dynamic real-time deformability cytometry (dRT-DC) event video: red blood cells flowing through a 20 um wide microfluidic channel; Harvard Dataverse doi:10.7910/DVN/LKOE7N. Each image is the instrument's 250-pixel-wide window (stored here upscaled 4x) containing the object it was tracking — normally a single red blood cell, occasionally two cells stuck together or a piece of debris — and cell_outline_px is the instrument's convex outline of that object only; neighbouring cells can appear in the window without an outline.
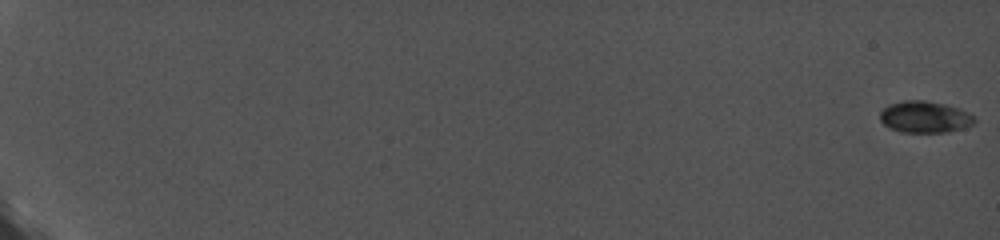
{"species": "common noctule bat (a hibernating species)", "species_latin": "Nyctalus noctula", "temperature_condition": "cold", "stored_images_in_passage": 91, "camera_frame_rate_fps": 5000, "um_per_image_px": 0.085, "animal": {"sex": "female", "body_mass_g": 19.0, "forearm_length_mm": 56.7}, "frame": {"image": 1, "passage_image": 1, "time_ms": 0.0, "image_size_px": [1000, 240], "cell_outline_px": [[976, 120], [972, 124], [964, 128], [948, 132], [900, 132], [884, 124], [880, 120], [880, 112], [888, 104], [904, 100], [924, 100], [944, 104], [956, 108], [976, 116]], "centroid_in_image_um": [78.6, 9.94], "position_along_channel_um": 6.4, "area_um2": 17.34}}
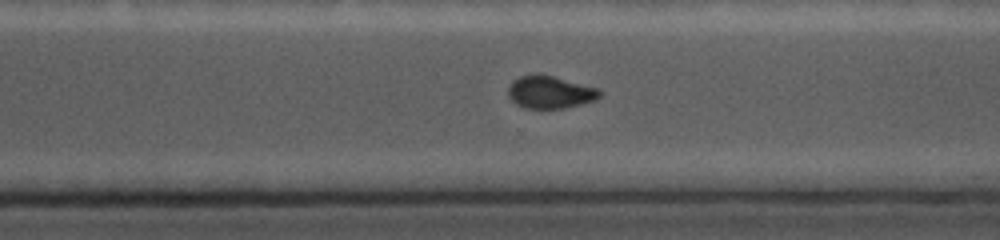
{"frame": {"image": 2, "passage_image": 75, "time_ms": 14.8, "image_size_px": [1000, 240], "cell_outline_px": [[604, 92], [596, 100], [564, 108], [524, 108], [516, 104], [508, 96], [508, 88], [512, 80], [520, 76], [552, 76], [600, 88]], "centroid_in_image_um": [46.79, 7.85], "position_along_channel_um": 323.8, "area_um2": 17.17}}
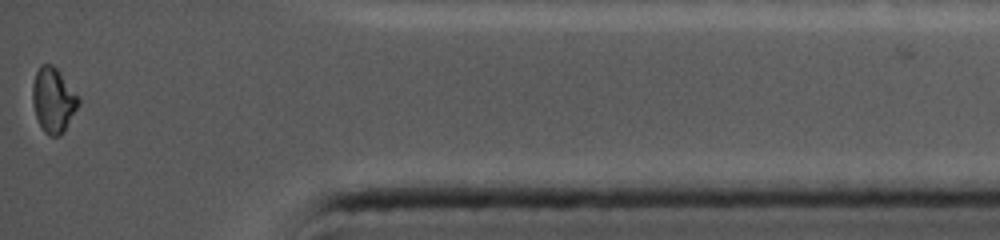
{"frame": {"image": 3, "passage_image": 91, "time_ms": 18.0, "image_size_px": [1000, 240], "cell_outline_px": [[80, 104], [64, 132], [60, 136], [48, 136], [44, 132], [36, 116], [32, 104], [32, 84], [36, 72], [40, 64], [52, 64], [60, 72], [80, 96]], "centroid_in_image_um": [4.55, 8.51], "position_along_channel_um": 430.7, "area_um2": 17.69}}